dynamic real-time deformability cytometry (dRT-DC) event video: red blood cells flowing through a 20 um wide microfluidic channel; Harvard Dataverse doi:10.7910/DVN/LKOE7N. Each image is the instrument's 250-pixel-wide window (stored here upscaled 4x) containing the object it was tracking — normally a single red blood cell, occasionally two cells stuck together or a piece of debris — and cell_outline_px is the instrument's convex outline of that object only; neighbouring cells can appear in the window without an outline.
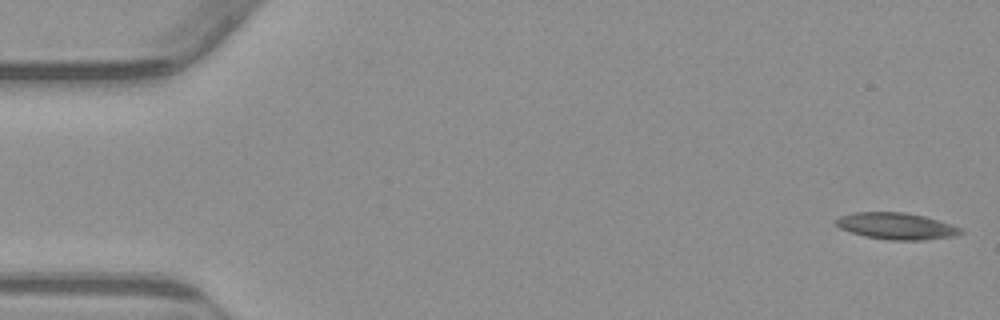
{"species": "common noctule bat (a hibernating species)", "species_latin": "Nyctalus noctula", "temperature_condition": "warm", "stored_images_in_passage": 6, "camera_frame_rate_fps": 3000, "um_per_image_px": 0.085, "animal": {"sex": "male", "body_mass_g": 23.1, "forearm_length_mm": 52.7}, "frame": {"image": 1, "passage_image": 1, "time_ms": 0.0, "image_size_px": [1000, 320], "cell_outline_px": [[964, 232], [956, 236], [924, 240], [888, 240], [864, 236], [840, 228], [836, 224], [836, 220], [840, 216], [852, 212], [904, 212], [924, 216], [964, 228]], "centroid_in_image_um": [76.23, 19.22], "position_along_channel_um": 8.8, "area_um2": 19.42}}